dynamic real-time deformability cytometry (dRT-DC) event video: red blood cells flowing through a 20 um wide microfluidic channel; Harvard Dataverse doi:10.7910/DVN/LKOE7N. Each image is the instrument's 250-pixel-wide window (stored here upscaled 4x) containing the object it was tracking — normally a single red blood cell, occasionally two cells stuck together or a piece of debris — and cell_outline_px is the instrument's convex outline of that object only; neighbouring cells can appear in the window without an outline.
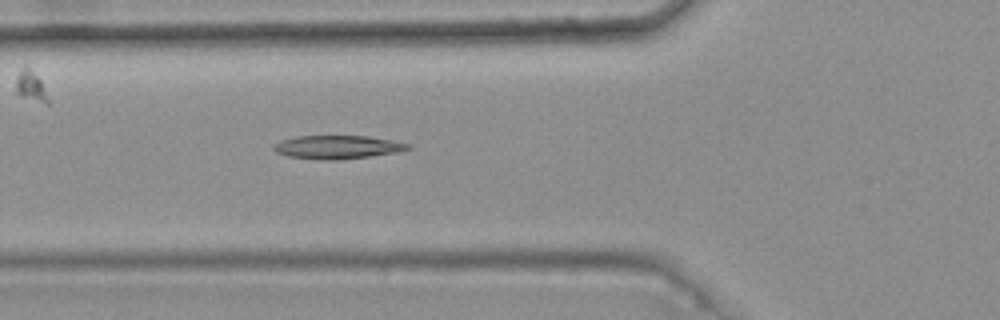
{"species": "common noctule bat (a hibernating species)", "species_latin": "Nyctalus noctula", "temperature_condition": "warm", "stored_images_in_passage": 5, "camera_frame_rate_fps": 3000, "um_per_image_px": 0.085, "animal": {"sex": "female", "body_mass_g": 25.1}, "frame": {"image": 1, "passage_image": 5, "time_ms": 1.333, "image_size_px": [1000, 320], "cell_outline_px": [[412, 148], [400, 152], [336, 160], [320, 160], [288, 156], [276, 152], [272, 148], [272, 144], [280, 140], [296, 136], [368, 136], [392, 140], [408, 144]], "centroid_in_image_um": [28.65, 12.5], "position_along_channel_um": 97.2, "area_um2": 18.38}}